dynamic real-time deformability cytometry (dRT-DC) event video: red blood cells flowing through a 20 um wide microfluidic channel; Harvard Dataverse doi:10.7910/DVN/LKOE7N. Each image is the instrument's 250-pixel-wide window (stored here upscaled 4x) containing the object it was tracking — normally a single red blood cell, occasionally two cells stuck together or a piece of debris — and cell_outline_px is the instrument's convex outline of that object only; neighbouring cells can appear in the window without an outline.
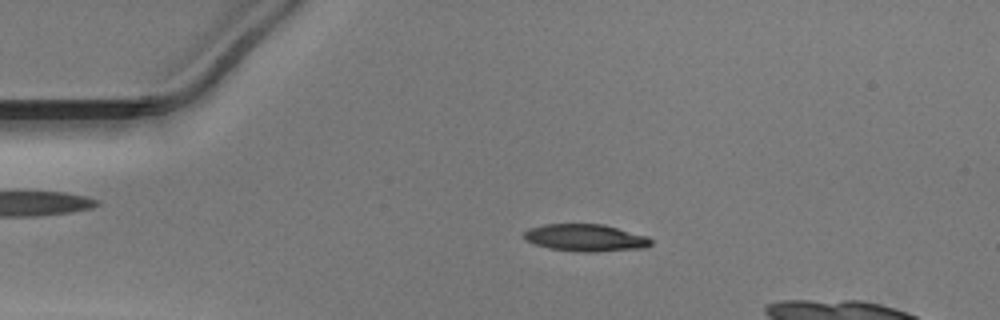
{"species": "Egyptian fruit bat (a non-hibernating species)", "species_latin": "Rousettus aegyptiacus", "temperature_condition": "warm", "stored_images_in_passage": 45, "camera_frame_rate_fps": 3000, "um_per_image_px": 0.085, "animal": {"sex": "male"}, "frame": {"image": 1, "passage_image": 10, "time_ms": 3.0, "image_size_px": [1000, 320], "cell_outline_px": [[652, 244], [644, 248], [596, 252], [576, 252], [548, 248], [524, 240], [524, 232], [528, 228], [544, 224], [604, 224], [648, 236], [652, 240]], "centroid_in_image_um": [49.77, 20.21], "position_along_channel_um": 35.2, "area_um2": 20.35}}
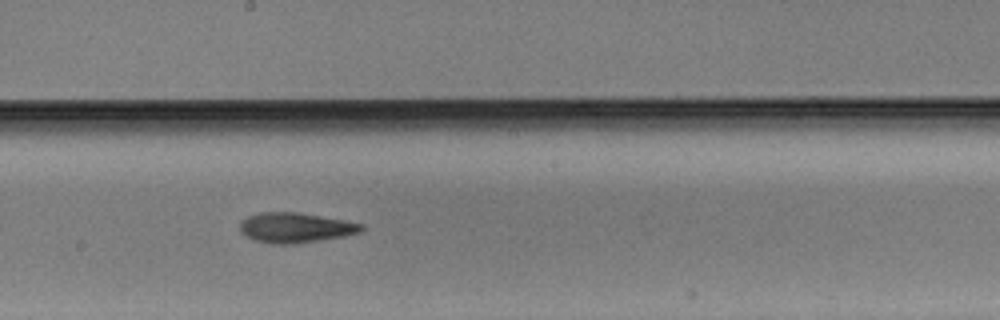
{"frame": {"image": 2, "passage_image": 27, "time_ms": 8.667, "image_size_px": [1000, 320], "cell_outline_px": [[364, 228], [360, 232], [344, 236], [320, 240], [292, 244], [272, 244], [256, 240], [244, 236], [240, 232], [240, 224], [248, 216], [264, 212], [296, 212], [344, 220], [364, 224]], "centroid_in_image_um": [25.11, 19.36], "position_along_channel_um": 223.1, "area_um2": 21.1}}
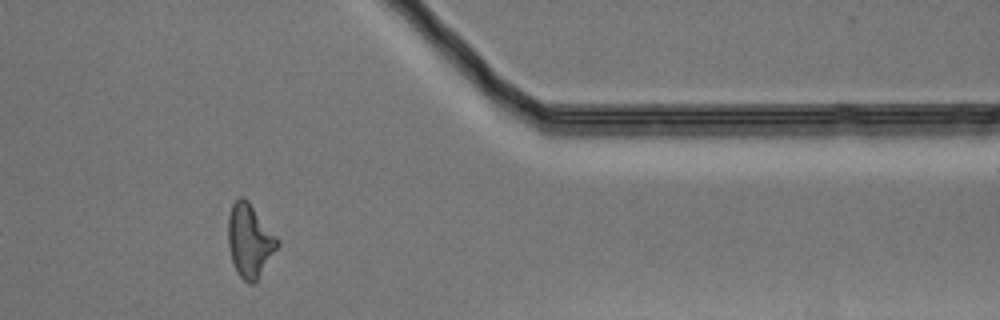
{"frame": {"image": 3, "passage_image": 41, "time_ms": 13.333, "image_size_px": [1000, 320], "cell_outline_px": [[280, 244], [256, 280], [252, 284], [248, 284], [236, 272], [232, 260], [228, 244], [228, 216], [232, 204], [240, 196], [244, 196], [248, 200], [280, 240]], "centroid_in_image_um": [21.22, 20.42], "position_along_channel_um": 390.2, "area_um2": 20.98}}